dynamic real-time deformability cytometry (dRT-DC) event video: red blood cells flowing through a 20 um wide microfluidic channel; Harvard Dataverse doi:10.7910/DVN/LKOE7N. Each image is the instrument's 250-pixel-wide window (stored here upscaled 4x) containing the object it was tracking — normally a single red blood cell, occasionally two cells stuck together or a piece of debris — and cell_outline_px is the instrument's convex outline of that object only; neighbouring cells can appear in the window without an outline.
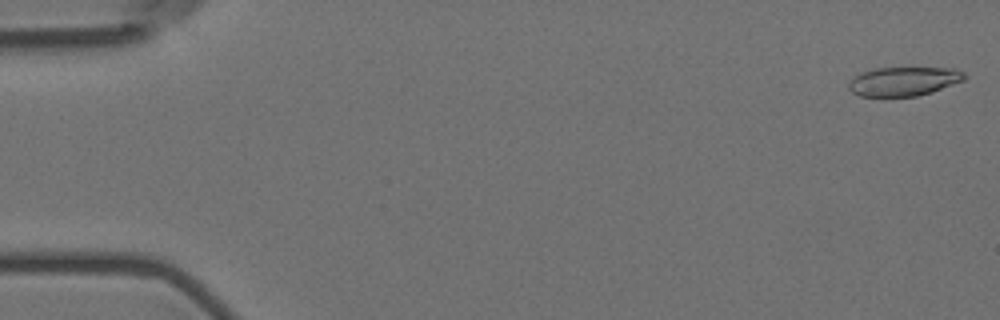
{"species": "Egyptian fruit bat (a non-hibernating species)", "species_latin": "Rousettus aegyptiacus", "temperature_condition": "room temperature", "stored_images_in_passage": 56, "camera_frame_rate_fps": 3000, "um_per_image_px": 0.085, "animal": {"sex": "female"}, "frame": {"image": 1, "passage_image": 1, "time_ms": 0.0, "image_size_px": [1000, 320], "cell_outline_px": [[968, 76], [964, 80], [932, 92], [916, 96], [860, 96], [852, 92], [848, 88], [848, 84], [852, 76], [860, 72], [872, 68], [956, 68], [964, 72]], "centroid_in_image_um": [76.8, 6.9], "position_along_channel_um": 8.2, "area_um2": 19.77}}
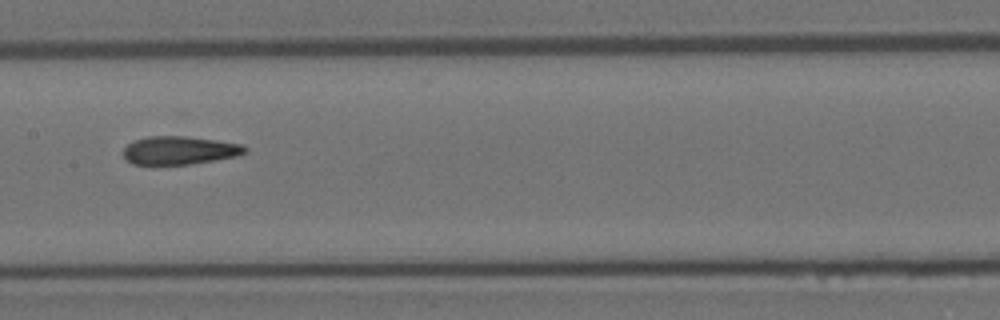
{"frame": {"image": 2, "passage_image": 28, "time_ms": 9.0, "image_size_px": [1000, 320], "cell_outline_px": [[248, 152], [236, 156], [188, 164], [152, 168], [132, 164], [124, 156], [124, 148], [128, 144], [136, 140], [148, 136], [184, 136], [216, 140], [240, 144], [248, 148]], "centroid_in_image_um": [15.19, 12.82], "position_along_channel_um": 192.2, "area_um2": 20.52}}
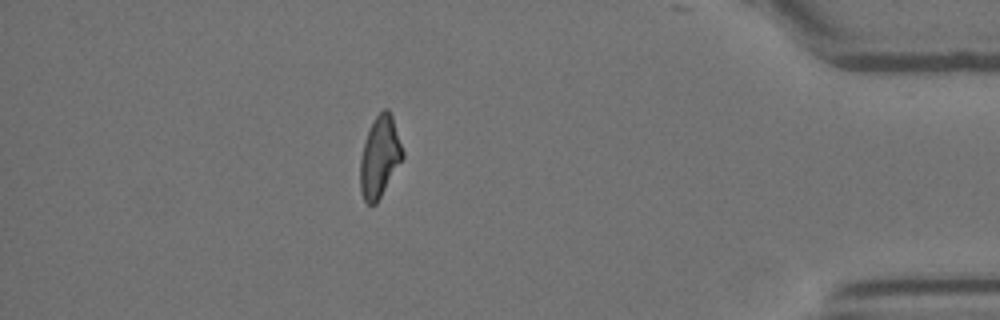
{"frame": {"image": 3, "passage_image": 49, "time_ms": 16.0, "image_size_px": [1000, 320], "cell_outline_px": [[404, 156], [376, 204], [368, 204], [364, 200], [360, 188], [360, 160], [364, 144], [368, 132], [376, 116], [384, 108], [388, 108], [392, 116], [404, 152]], "centroid_in_image_um": [32.28, 13.33], "position_along_channel_um": 402.9, "area_um2": 19.65}, "authors_computed_cell_mechanics": {"area_um2": 20.519, "velocity_mm_per_s": 3.636, "shape_relaxation_time_tau1_ms": null, "shape_relaxation_time_tau2_ms": 1.8576, "deformation_change_tau1": null, "deformation_change_tau2": 0.1057}}